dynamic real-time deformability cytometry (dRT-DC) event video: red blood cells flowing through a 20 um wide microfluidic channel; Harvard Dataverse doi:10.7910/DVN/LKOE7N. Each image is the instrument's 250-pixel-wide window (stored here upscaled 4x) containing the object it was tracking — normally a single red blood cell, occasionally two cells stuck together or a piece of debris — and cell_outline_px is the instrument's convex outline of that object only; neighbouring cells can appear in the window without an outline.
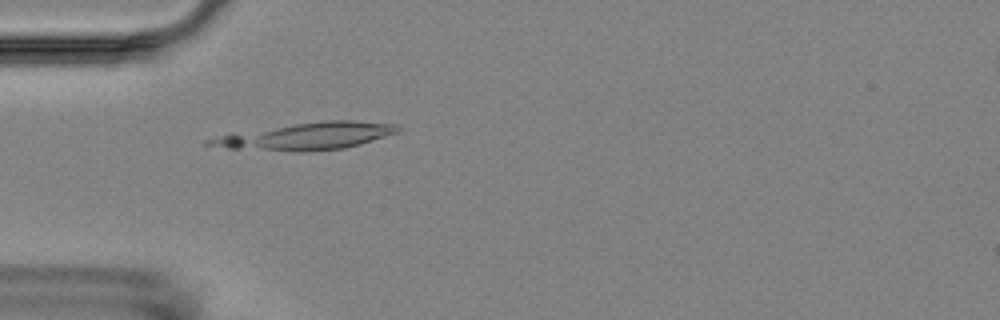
{"species": "Egyptian fruit bat (a non-hibernating species)", "species_latin": "Rousettus aegyptiacus", "temperature_condition": "room temperature", "stored_images_in_passage": 4, "camera_frame_rate_fps": 3000, "um_per_image_px": 0.085, "animal": {"sex": "female"}, "frame": {"image": 1, "passage_image": 4, "time_ms": 4.333, "image_size_px": [1000, 320], "cell_outline_px": [[400, 132], [360, 144], [344, 148], [300, 152], [228, 148], [204, 144], [204, 140], [232, 132], [324, 120], [356, 120], [396, 124], [400, 128]], "centroid_in_image_um": [26.05, 11.57], "position_along_channel_um": 59.0, "area_um2": 29.88}}